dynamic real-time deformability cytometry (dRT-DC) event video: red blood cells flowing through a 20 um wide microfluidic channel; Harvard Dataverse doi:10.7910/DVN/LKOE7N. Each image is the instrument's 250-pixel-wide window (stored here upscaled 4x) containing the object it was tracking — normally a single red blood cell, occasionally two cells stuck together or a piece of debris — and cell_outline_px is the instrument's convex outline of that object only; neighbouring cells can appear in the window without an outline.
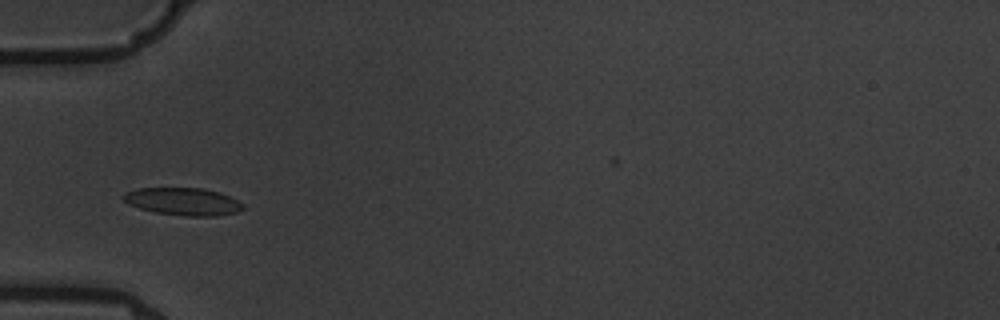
{"species": "common noctule bat (a hibernating species)", "species_latin": "Nyctalus noctula", "temperature_condition": "warm", "stored_images_in_passage": 6, "camera_frame_rate_fps": 3000, "um_per_image_px": 0.085, "animal": {"sex": "male", "body_mass_g": 19.5, "forearm_length_mm": 54.6}, "frame": {"image": 1, "passage_image": 4, "time_ms": 3.333, "image_size_px": [1000, 320], "cell_outline_px": [[244, 208], [236, 212], [216, 216], [184, 216], [156, 212], [140, 208], [128, 204], [120, 196], [136, 188], [204, 188], [220, 192], [244, 204]], "centroid_in_image_um": [15.56, 17.12], "position_along_channel_um": 69.4, "area_um2": 19.13}}
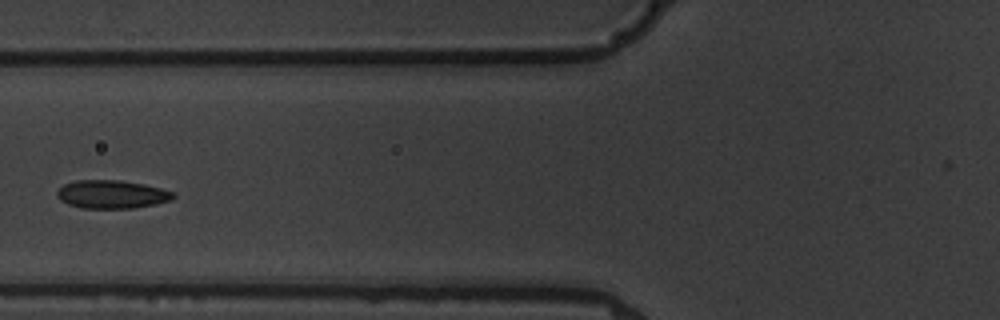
{"frame": {"image": 2, "passage_image": 5, "time_ms": 4.667, "image_size_px": [1000, 320], "cell_outline_px": [[176, 196], [172, 200], [156, 204], [132, 208], [84, 208], [68, 204], [60, 200], [56, 196], [56, 192], [64, 184], [76, 180], [120, 180], [144, 184], [160, 188], [172, 192]], "centroid_in_image_um": [9.5, 16.51], "position_along_channel_um": 116.3, "area_um2": 19.13}}
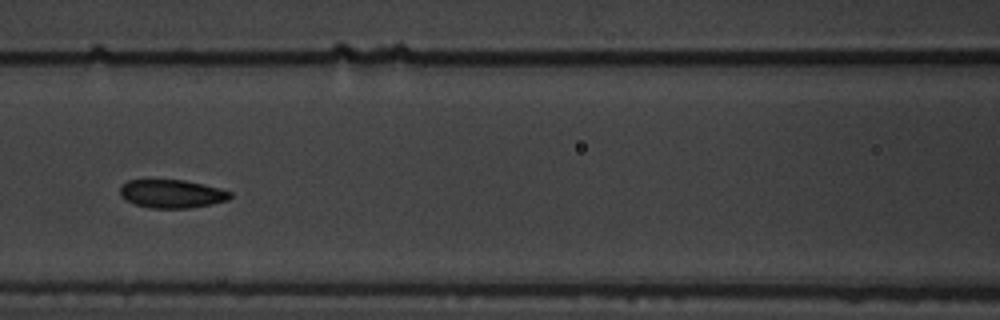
{"frame": {"image": 3, "passage_image": 6, "time_ms": 5.667, "image_size_px": [1000, 320], "cell_outline_px": [[232, 196], [228, 200], [212, 204], [188, 208], [152, 208], [132, 204], [124, 200], [120, 196], [120, 188], [128, 180], [184, 180], [204, 184], [220, 188], [232, 192]], "centroid_in_image_um": [14.61, 16.48], "position_along_channel_um": 152.0, "area_um2": 18.32}}